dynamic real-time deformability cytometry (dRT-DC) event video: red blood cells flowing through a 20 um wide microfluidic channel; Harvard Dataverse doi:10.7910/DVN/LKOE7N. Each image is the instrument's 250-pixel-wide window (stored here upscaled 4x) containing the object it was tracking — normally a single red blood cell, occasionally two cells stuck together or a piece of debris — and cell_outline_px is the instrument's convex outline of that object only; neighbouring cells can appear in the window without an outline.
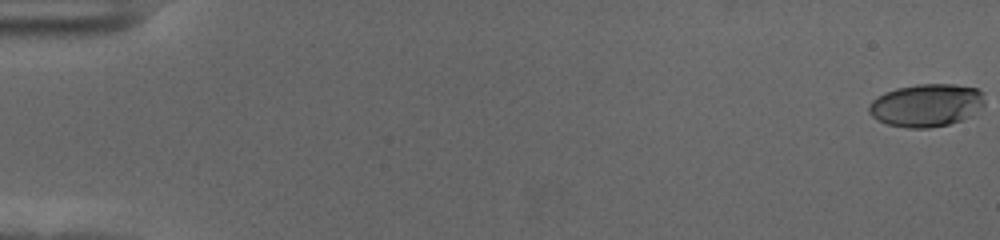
{"species": "human", "species_latin": "Homo sapiens", "temperature_condition": "cold", "stored_images_in_passage": 58, "camera_frame_rate_fps": 3000, "um_per_image_px": 0.085, "donor": {"sex": "female"}, "frame": {"image": 1, "passage_image": 1, "time_ms": 0.0, "image_size_px": [1000, 240], "cell_outline_px": [[984, 104], [972, 116], [948, 124], [928, 128], [908, 128], [888, 124], [876, 120], [868, 112], [868, 104], [876, 96], [884, 92], [896, 88], [916, 84], [956, 84], [976, 88], [984, 92]], "centroid_in_image_um": [78.72, 8.93], "position_along_channel_um": 6.3, "area_um2": 29.19}}
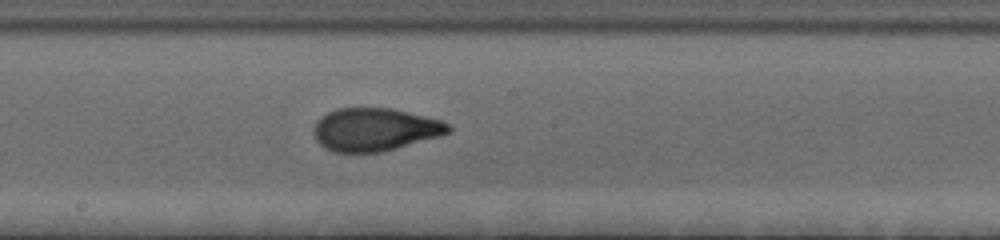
{"frame": {"image": 2, "passage_image": 33, "time_ms": 10.667, "image_size_px": [1000, 240], "cell_outline_px": [[452, 128], [448, 132], [440, 136], [396, 148], [380, 152], [332, 152], [324, 148], [316, 140], [316, 120], [320, 116], [336, 108], [392, 108], [440, 120], [448, 124]], "centroid_in_image_um": [31.85, 11.0], "position_along_channel_um": 216.4, "area_um2": 33.41}}
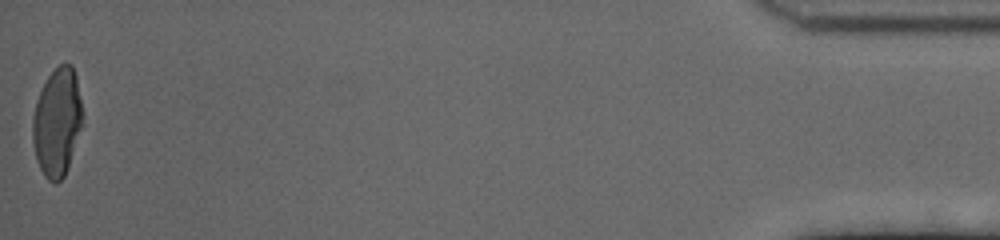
{"frame": {"image": 3, "passage_image": 58, "time_ms": 19.0, "image_size_px": [1000, 240], "cell_outline_px": [[80, 128], [68, 168], [64, 176], [56, 184], [52, 184], [44, 176], [36, 160], [32, 140], [32, 120], [36, 100], [48, 76], [60, 64], [72, 64], [76, 76], [80, 100]], "centroid_in_image_um": [4.81, 10.43], "position_along_channel_um": 430.4, "area_um2": 30.98}, "authors_computed_cell_mechanics": {"area_um2": 32.1657, "velocity_mm_per_s": 3.6188, "shape_relaxation_time_tau1_ms": 4.9342, "shape_relaxation_time_tau2_ms": 1.2997, "deformation_change_tau1": 0.2019, "deformation_change_tau2": 0.0742}}